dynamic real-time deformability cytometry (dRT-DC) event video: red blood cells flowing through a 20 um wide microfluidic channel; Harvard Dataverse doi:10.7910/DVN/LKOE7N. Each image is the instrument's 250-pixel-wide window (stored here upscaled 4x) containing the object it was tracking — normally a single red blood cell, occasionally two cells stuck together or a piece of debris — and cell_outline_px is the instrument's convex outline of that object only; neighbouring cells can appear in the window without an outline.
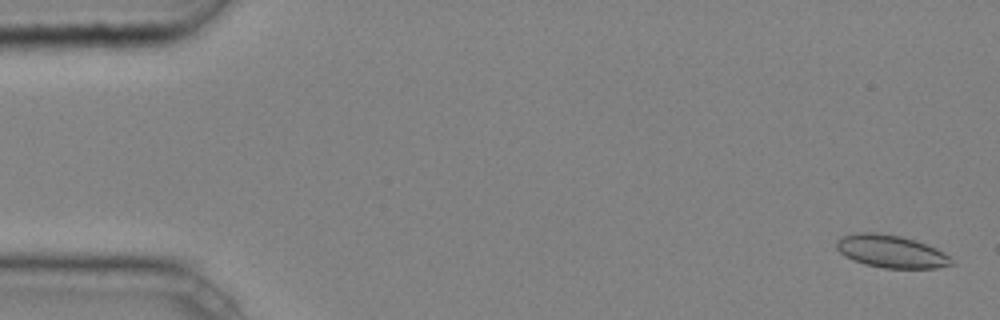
{"species": "common noctule bat (a hibernating species)", "species_latin": "Nyctalus noctula", "temperature_condition": "cold", "stored_images_in_passage": 5, "camera_frame_rate_fps": 3000, "um_per_image_px": 0.085, "animal": {"sex": "male", "body_mass_g": 20.4}, "frame": {"image": 1, "passage_image": 1, "time_ms": 0.0, "image_size_px": [1000, 320], "cell_outline_px": [[956, 264], [936, 268], [884, 268], [864, 264], [840, 252], [836, 248], [836, 240], [840, 236], [856, 232], [876, 232], [900, 236], [916, 240], [936, 248], [944, 252]], "centroid_in_image_um": [75.75, 21.36], "position_along_channel_um": 9.3, "area_um2": 21.91}}
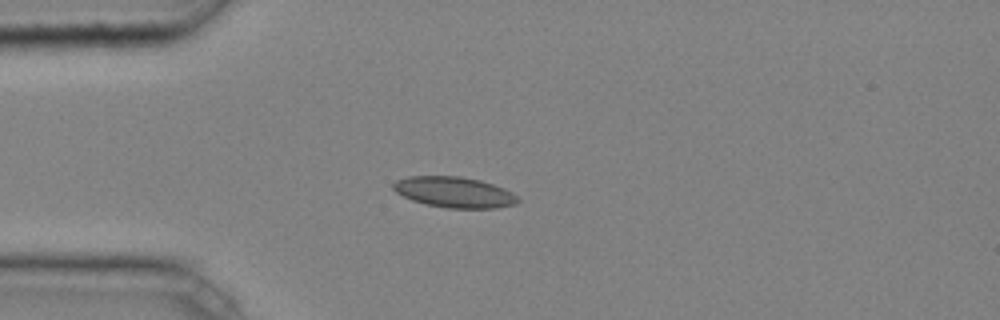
{"frame": {"image": 2, "passage_image": 4, "time_ms": 1.0, "image_size_px": [1000, 320], "cell_outline_px": [[520, 200], [516, 204], [496, 208], [444, 208], [412, 200], [396, 192], [392, 188], [392, 184], [396, 180], [408, 176], [460, 176], [480, 180], [504, 188], [512, 192]], "centroid_in_image_um": [38.61, 16.33], "position_along_channel_um": 46.4, "area_um2": 22.31}}